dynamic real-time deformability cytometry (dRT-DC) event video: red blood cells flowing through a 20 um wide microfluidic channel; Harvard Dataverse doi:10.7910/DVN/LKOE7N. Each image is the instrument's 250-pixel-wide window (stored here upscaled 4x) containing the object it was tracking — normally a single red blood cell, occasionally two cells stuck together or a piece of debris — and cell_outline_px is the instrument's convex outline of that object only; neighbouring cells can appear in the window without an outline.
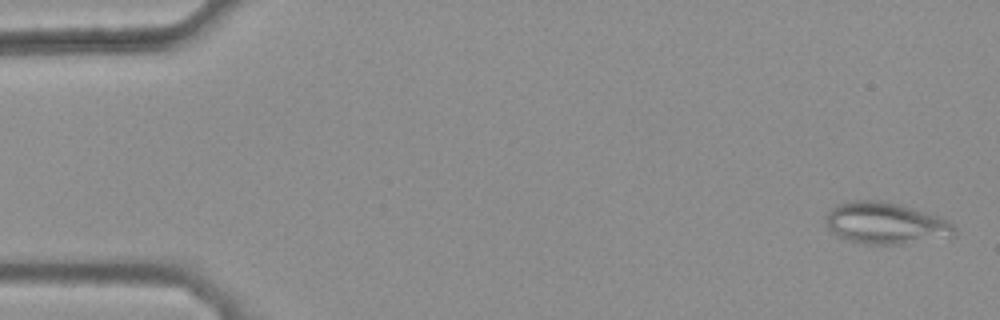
{"species": "common noctule bat (a hibernating species)", "species_latin": "Nyctalus noctula", "temperature_condition": "warm", "stored_images_in_passage": 45, "camera_frame_rate_fps": 3000, "um_per_image_px": 0.085, "animal": {"sex": "female", "body_mass_g": 25.1}, "frame": {"image": 1, "passage_image": 2, "time_ms": 0.333, "image_size_px": [1000, 320], "cell_outline_px": [[956, 236], [904, 244], [864, 244], [844, 240], [836, 236], [828, 228], [828, 212], [836, 204], [852, 200], [884, 200], [900, 204], [940, 216], [948, 220], [956, 228]], "centroid_in_image_um": [75.31, 18.98], "position_along_channel_um": 9.7, "area_um2": 31.62}}
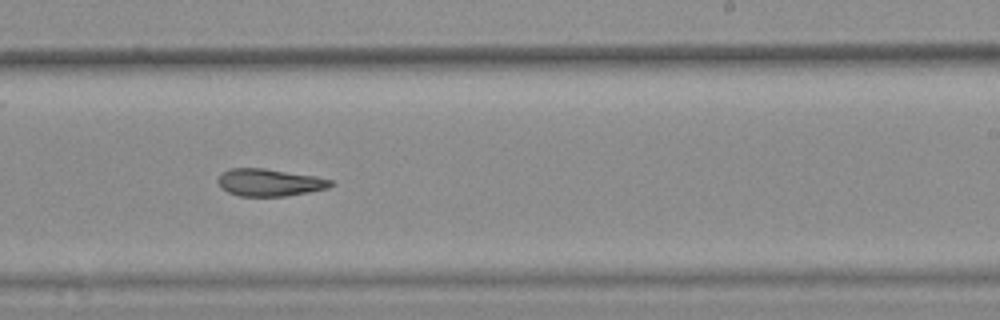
{"frame": {"image": 2, "passage_image": 32, "time_ms": 10.333, "image_size_px": [1000, 320], "cell_outline_px": [[332, 184], [328, 188], [288, 196], [240, 196], [228, 192], [220, 188], [220, 176], [228, 168], [264, 168], [316, 176], [332, 180]], "centroid_in_image_um": [22.92, 15.51], "position_along_channel_um": 266.1, "area_um2": 17.8}}
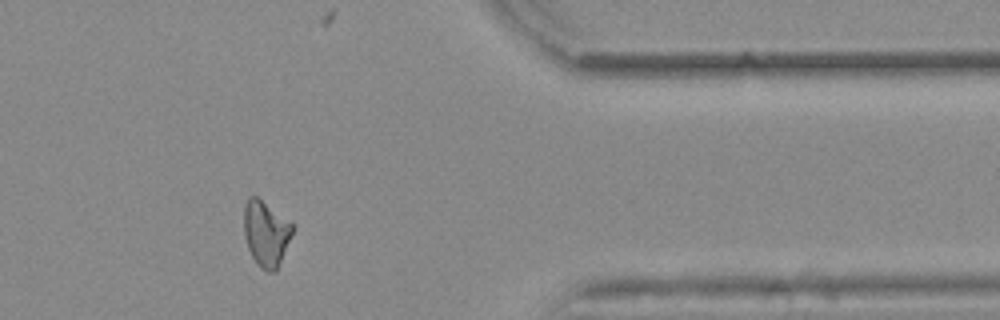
{"frame": {"image": 3, "passage_image": 43, "time_ms": 14.0, "image_size_px": [1000, 320], "cell_outline_px": [[296, 224], [276, 272], [268, 272], [260, 268], [256, 264], [248, 248], [244, 236], [244, 204], [248, 196], [256, 196]], "centroid_in_image_um": [22.61, 19.83], "position_along_channel_um": 388.8, "area_um2": 18.84}, "authors_computed_cell_mechanics": {"area_um2": 19.3052, "velocity_mm_per_s": 3.8875, "shape_relaxation_time_tau1_ms": null, "shape_relaxation_time_tau2_ms": 10.1769, "deformation_change_tau1": null, "deformation_change_tau2": 0.226}}